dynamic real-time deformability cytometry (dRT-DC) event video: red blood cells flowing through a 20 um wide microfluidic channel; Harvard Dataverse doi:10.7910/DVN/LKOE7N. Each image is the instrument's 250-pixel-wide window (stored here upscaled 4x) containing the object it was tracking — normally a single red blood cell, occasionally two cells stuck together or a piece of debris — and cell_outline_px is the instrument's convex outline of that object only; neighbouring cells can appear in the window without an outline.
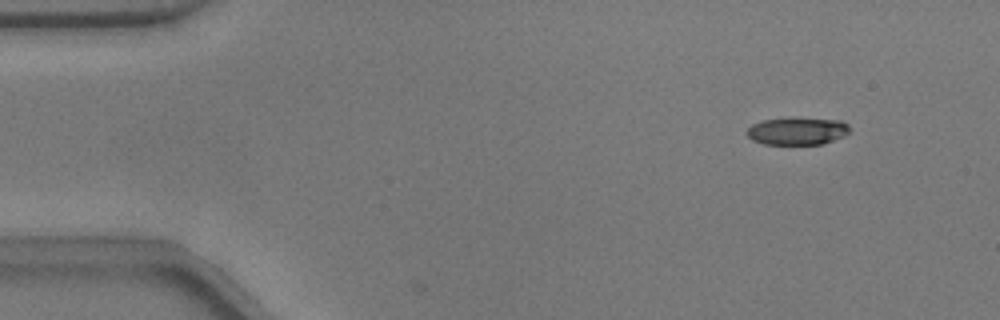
{"species": "common noctule bat (a hibernating species)", "species_latin": "Nyctalus noctula", "temperature_condition": "warm", "stored_images_in_passage": 6, "camera_frame_rate_fps": 3000, "um_per_image_px": 0.085, "animal": {"sex": "male", "body_mass_g": 17.9}, "frame": {"image": 1, "passage_image": 1, "time_ms": 0.0, "image_size_px": [1000, 320], "cell_outline_px": [[848, 132], [824, 144], [764, 144], [752, 140], [748, 136], [748, 128], [752, 124], [764, 120], [840, 120], [848, 124]], "centroid_in_image_um": [67.73, 11.18], "position_along_channel_um": 17.3, "area_um2": 15.49}}